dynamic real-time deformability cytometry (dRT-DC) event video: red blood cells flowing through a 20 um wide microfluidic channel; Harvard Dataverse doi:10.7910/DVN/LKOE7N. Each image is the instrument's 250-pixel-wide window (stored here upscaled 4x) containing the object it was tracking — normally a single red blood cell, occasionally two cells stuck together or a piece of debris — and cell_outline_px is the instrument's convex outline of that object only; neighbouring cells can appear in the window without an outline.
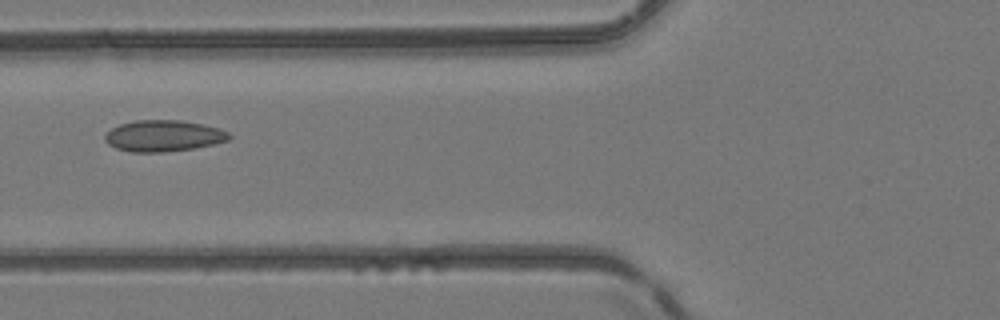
{"species": "common noctule bat (a hibernating species)", "species_latin": "Nyctalus noctula", "temperature_condition": "room temperature", "stored_images_in_passage": 7, "camera_frame_rate_fps": 3000, "um_per_image_px": 0.085, "animal": {"sex": "female", "body_mass_g": 24.6, "forearm_length_mm": 56.2}, "frame": {"image": 1, "passage_image": 5, "time_ms": 5.667, "image_size_px": [1000, 320], "cell_outline_px": [[232, 136], [228, 140], [212, 144], [192, 148], [164, 152], [132, 152], [116, 148], [108, 144], [104, 140], [104, 136], [112, 128], [120, 124], [136, 120], [180, 120], [220, 128], [228, 132]], "centroid_in_image_um": [13.88, 11.54], "position_along_channel_um": 111.9, "area_um2": 22.48}}
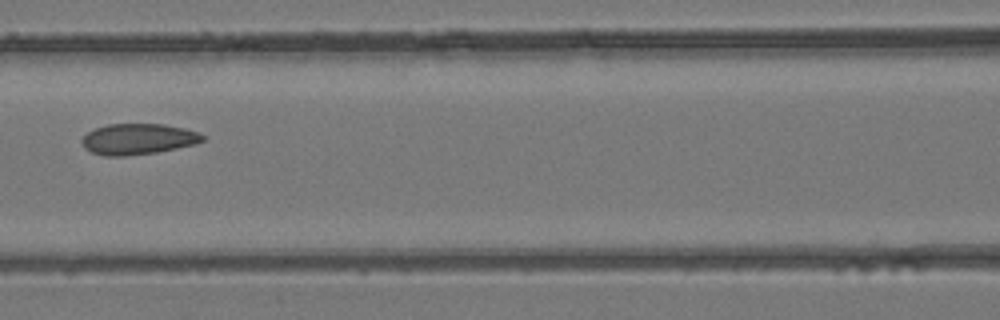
{"frame": {"image": 2, "passage_image": 6, "time_ms": 6.667, "image_size_px": [1000, 320], "cell_outline_px": [[204, 140], [196, 144], [156, 152], [124, 156], [104, 156], [92, 152], [84, 148], [80, 140], [88, 132], [96, 128], [108, 124], [164, 124], [184, 128], [200, 132], [204, 136]], "centroid_in_image_um": [11.74, 11.82], "position_along_channel_um": 154.9, "area_um2": 21.73}}
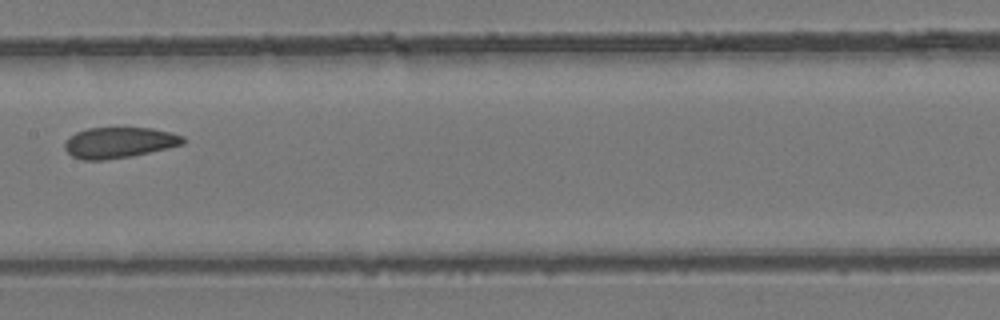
{"frame": {"image": 3, "passage_image": 7, "time_ms": 7.667, "image_size_px": [1000, 320], "cell_outline_px": [[184, 144], [168, 148], [132, 156], [104, 160], [84, 160], [72, 156], [64, 148], [64, 144], [76, 132], [88, 128], [152, 128], [172, 132], [184, 136]], "centroid_in_image_um": [10.16, 12.12], "position_along_channel_um": 197.2, "area_um2": 21.15}}